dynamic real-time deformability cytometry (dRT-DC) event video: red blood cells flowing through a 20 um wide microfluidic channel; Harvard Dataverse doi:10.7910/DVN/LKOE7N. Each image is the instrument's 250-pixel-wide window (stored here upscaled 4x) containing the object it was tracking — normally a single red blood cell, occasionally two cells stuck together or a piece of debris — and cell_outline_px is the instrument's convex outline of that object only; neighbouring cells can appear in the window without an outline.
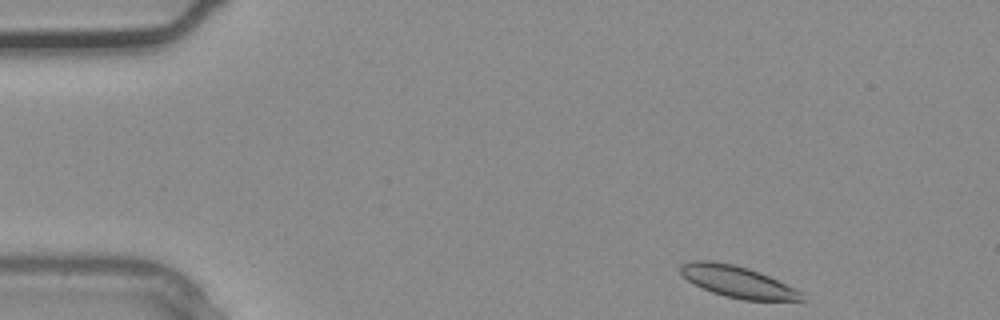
{"species": "common noctule bat (a hibernating species)", "species_latin": "Nyctalus noctula", "temperature_condition": "warm", "stored_images_in_passage": 2, "camera_frame_rate_fps": 3000, "um_per_image_px": 0.085, "animal": {"sex": "male", "body_mass_g": 20.4}, "frame": {"image": 1, "passage_image": 1, "time_ms": 0.0, "image_size_px": [1000, 320], "cell_outline_px": [[804, 300], [744, 300], [724, 296], [712, 292], [688, 280], [680, 272], [680, 264], [692, 260], [712, 260], [732, 264], [748, 268], [760, 272], [804, 292]], "centroid_in_image_um": [62.71, 23.94], "position_along_channel_um": 22.3, "area_um2": 22.2}}